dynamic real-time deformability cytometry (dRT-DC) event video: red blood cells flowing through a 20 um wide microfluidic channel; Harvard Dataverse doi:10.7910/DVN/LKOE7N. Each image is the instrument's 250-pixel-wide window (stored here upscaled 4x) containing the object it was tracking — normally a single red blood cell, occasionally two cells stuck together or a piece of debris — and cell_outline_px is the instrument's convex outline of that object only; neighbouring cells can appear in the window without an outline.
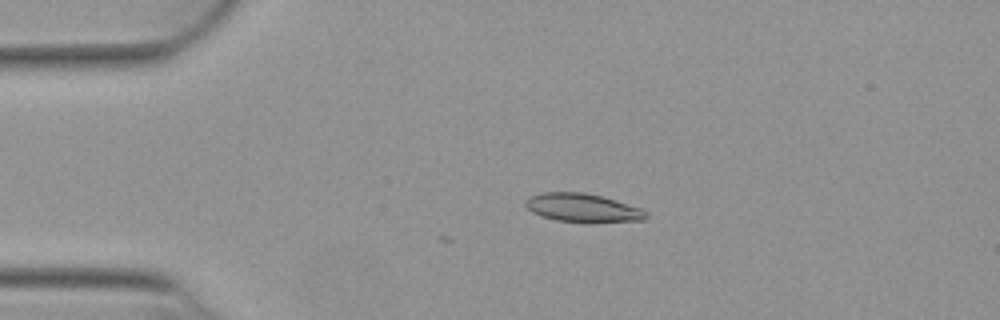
{"species": "Egyptian fruit bat (a non-hibernating species)", "species_latin": "Rousettus aegyptiacus", "temperature_condition": "warm", "stored_images_in_passage": 5, "camera_frame_rate_fps": 3000, "um_per_image_px": 0.085, "animal": {"sex": "female"}, "frame": {"image": 1, "passage_image": 1, "time_ms": 0.0, "image_size_px": [1000, 320], "cell_outline_px": [[648, 216], [644, 220], [556, 220], [540, 216], [532, 212], [524, 204], [524, 200], [528, 196], [544, 192], [584, 192], [604, 196], [640, 208], [648, 212]], "centroid_in_image_um": [49.46, 17.61], "position_along_channel_um": 35.5, "area_um2": 19.42}}